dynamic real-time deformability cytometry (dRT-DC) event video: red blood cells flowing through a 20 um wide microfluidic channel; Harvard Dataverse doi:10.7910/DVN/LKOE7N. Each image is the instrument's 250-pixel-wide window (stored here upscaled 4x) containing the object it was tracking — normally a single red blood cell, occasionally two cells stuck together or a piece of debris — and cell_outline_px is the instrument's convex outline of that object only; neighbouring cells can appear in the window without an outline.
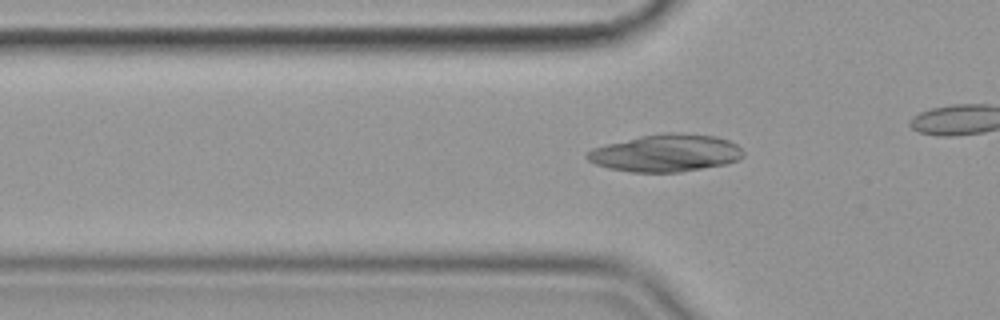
{"species": "common noctule bat (a hibernating species)", "species_latin": "Nyctalus noctula", "temperature_condition": "cold", "stored_images_in_passage": 37, "camera_frame_rate_fps": 3000, "um_per_image_px": 0.085, "animal": {"sex": "female", "body_mass_g": 19.9}, "frame": {"image": 1, "passage_image": 10, "time_ms": 3.0, "image_size_px": [1000, 320], "cell_outline_px": [[744, 156], [728, 164], [680, 172], [632, 172], [608, 168], [596, 164], [588, 160], [584, 156], [592, 148], [640, 136], [664, 132], [676, 132], [716, 136], [728, 140], [736, 144], [744, 152]], "centroid_in_image_um": [56.61, 13.01], "position_along_channel_um": 69.2, "area_um2": 34.04}}
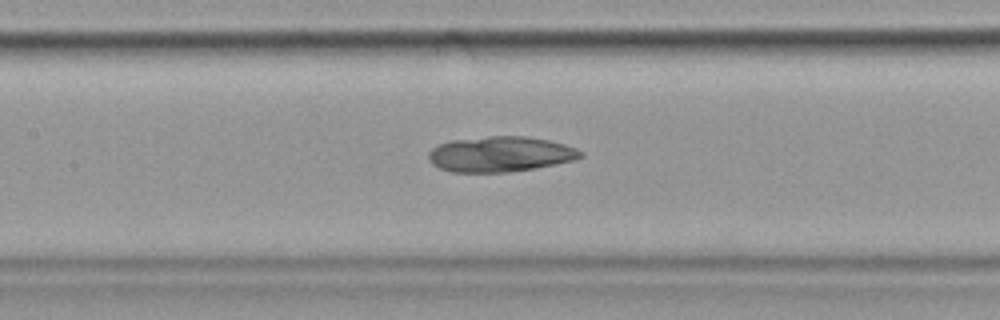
{"frame": {"image": 2, "passage_image": 18, "time_ms": 5.667, "image_size_px": [1000, 320], "cell_outline_px": [[584, 156], [576, 160], [536, 168], [508, 172], [452, 172], [440, 168], [432, 164], [428, 160], [428, 152], [432, 148], [440, 144], [452, 140], [488, 136], [524, 136], [548, 140], [564, 144], [576, 148], [584, 152]], "centroid_in_image_um": [42.54, 13.1], "position_along_channel_um": 164.9, "area_um2": 31.5}}
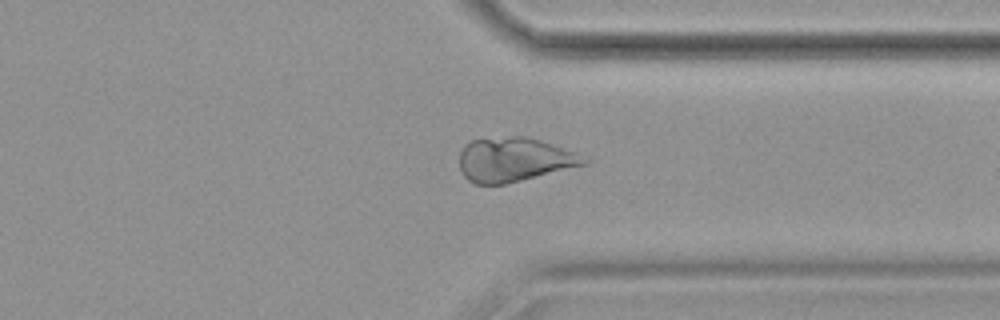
{"frame": {"image": 3, "passage_image": 35, "time_ms": 11.333, "image_size_px": [1000, 320], "cell_outline_px": [[592, 160], [588, 164], [504, 184], [476, 184], [468, 180], [464, 176], [460, 168], [460, 152], [464, 144], [472, 140], [512, 136], [524, 136], [540, 140], [576, 152]], "centroid_in_image_um": [43.72, 13.56], "position_along_channel_um": 367.7, "area_um2": 32.02}}